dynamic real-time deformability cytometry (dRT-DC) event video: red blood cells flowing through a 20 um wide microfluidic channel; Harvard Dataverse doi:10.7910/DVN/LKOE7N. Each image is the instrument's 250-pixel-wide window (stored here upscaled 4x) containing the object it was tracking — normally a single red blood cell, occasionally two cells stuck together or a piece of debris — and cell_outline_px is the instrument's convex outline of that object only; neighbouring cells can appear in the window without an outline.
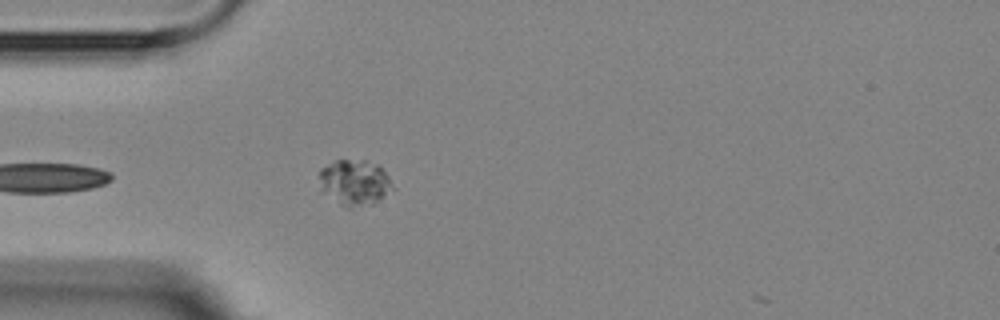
{"species": "Egyptian fruit bat (a non-hibernating species)", "species_latin": "Rousettus aegyptiacus", "temperature_condition": "room temperature", "stored_images_in_passage": 5, "camera_frame_rate_fps": 3000, "um_per_image_px": 0.085, "animal": {"sex": "female"}, "frame": {"image": 1, "passage_image": 4, "time_ms": 4.333, "image_size_px": [1000, 320], "cell_outline_px": [[396, 188], [372, 204], [352, 208], [348, 208], [340, 204], [320, 192], [320, 168], [336, 160], [364, 160], [376, 164], [384, 172]], "centroid_in_image_um": [30.12, 15.53], "position_along_channel_um": 54.9, "area_um2": 19.59}}